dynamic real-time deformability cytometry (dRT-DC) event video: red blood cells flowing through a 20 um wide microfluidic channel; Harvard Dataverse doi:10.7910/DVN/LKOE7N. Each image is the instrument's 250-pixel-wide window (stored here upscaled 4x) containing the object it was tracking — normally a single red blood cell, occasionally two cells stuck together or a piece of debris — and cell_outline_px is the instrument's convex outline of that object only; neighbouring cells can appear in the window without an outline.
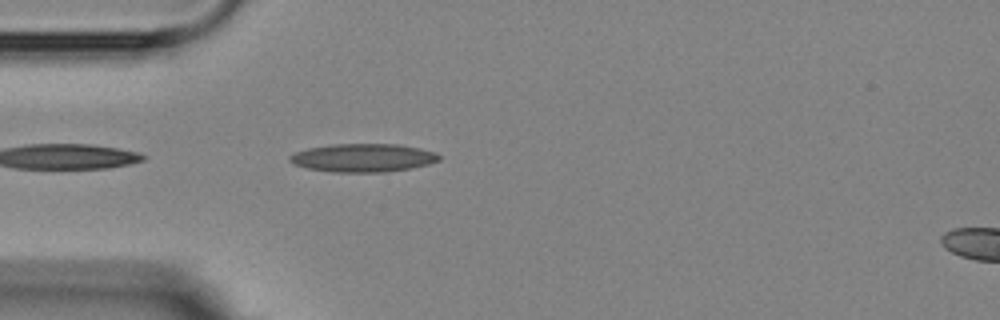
{"species": "Egyptian fruit bat (a non-hibernating species)", "species_latin": "Rousettus aegyptiacus", "temperature_condition": "room temperature", "stored_images_in_passage": 3, "segment_of_instrument_passage": [1, 2], "camera_frame_rate_fps": 3000, "um_per_image_px": 0.085, "animal": {"sex": "female"}, "frame": {"image": 1, "passage_image": 2, "time_ms": 1.0, "image_size_px": [1000, 320], "cell_outline_px": [[440, 160], [428, 164], [412, 168], [384, 172], [332, 172], [308, 168], [292, 164], [288, 160], [288, 156], [296, 152], [308, 148], [332, 144], [396, 144], [420, 148], [432, 152], [440, 156]], "centroid_in_image_um": [30.83, 13.41], "position_along_channel_um": 54.2, "area_um2": 24.57}}